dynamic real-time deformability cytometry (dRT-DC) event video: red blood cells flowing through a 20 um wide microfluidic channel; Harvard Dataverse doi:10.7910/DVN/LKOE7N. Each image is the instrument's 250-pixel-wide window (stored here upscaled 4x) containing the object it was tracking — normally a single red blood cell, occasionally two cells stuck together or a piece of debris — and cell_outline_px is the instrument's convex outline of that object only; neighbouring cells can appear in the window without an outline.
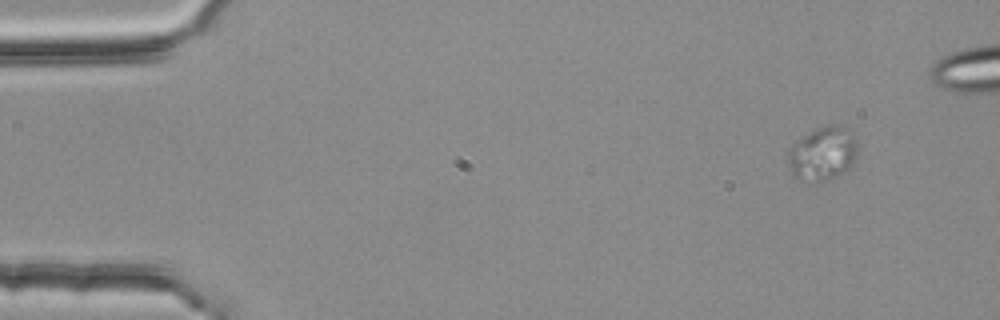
{"species": "common noctule bat (a hibernating species)", "species_latin": "Nyctalus noctula", "temperature_condition": "room temperature", "stored_images_in_passage": 52, "camera_frame_rate_fps": 3000, "um_per_image_px": 0.085, "animal": {"sex": "female", "body_mass_g": 25.1}, "frame": {"image": 1, "passage_image": 1, "time_ms": 0.0, "image_size_px": [1000, 320], "cell_outline_px": [[856, 156], [852, 164], [844, 172], [824, 180], [812, 184], [800, 180], [792, 172], [788, 164], [788, 148], [792, 144], [816, 128], [832, 124], [844, 128], [856, 140]], "centroid_in_image_um": [69.88, 13.08], "position_along_channel_um": 15.1, "area_um2": 21.44}}